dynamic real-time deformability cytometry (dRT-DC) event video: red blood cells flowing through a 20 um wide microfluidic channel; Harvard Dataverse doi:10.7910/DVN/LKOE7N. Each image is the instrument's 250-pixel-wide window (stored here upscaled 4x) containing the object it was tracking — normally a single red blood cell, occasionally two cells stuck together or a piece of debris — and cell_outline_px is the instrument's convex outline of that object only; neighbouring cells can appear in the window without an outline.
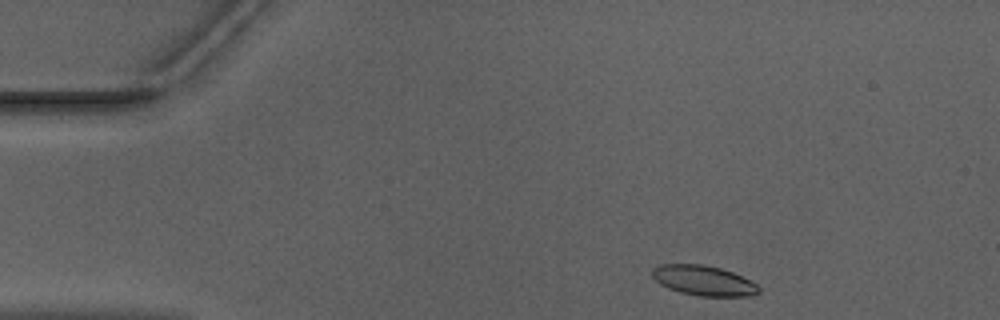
{"species": "Egyptian fruit bat (a non-hibernating species)", "species_latin": "Rousettus aegyptiacus", "temperature_condition": "warm", "stored_images_in_passage": 13, "camera_frame_rate_fps": 3000, "um_per_image_px": 0.085, "animal": {"sex": "male"}, "frame": {"image": 1, "passage_image": 1, "time_ms": 0.0, "image_size_px": [1000, 320], "cell_outline_px": [[760, 292], [752, 296], [700, 296], [680, 292], [668, 288], [660, 284], [652, 276], [652, 268], [660, 264], [700, 264], [720, 268], [732, 272], [756, 284], [760, 288]], "centroid_in_image_um": [59.79, 23.85], "position_along_channel_um": 25.2, "area_um2": 18.55}}
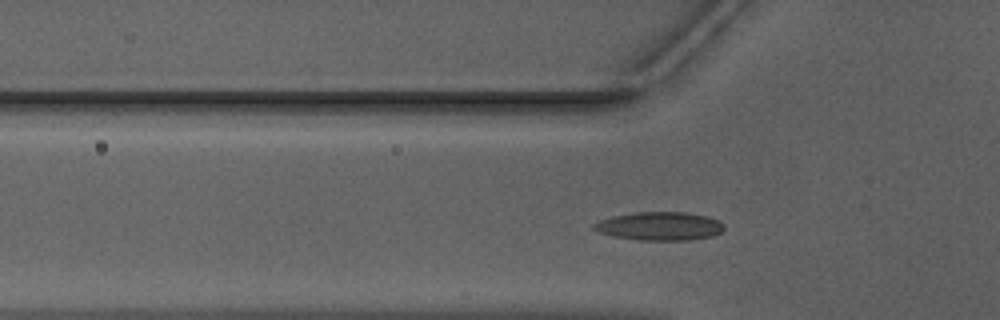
{"frame": {"image": 2, "passage_image": 10, "time_ms": 3.0, "image_size_px": [1000, 320], "cell_outline_px": [[724, 228], [720, 232], [712, 236], [688, 240], [640, 240], [612, 236], [600, 232], [592, 228], [592, 224], [600, 220], [612, 216], [636, 212], [688, 212], [708, 216], [724, 224]], "centroid_in_image_um": [56.06, 19.21], "position_along_channel_um": 69.7, "area_um2": 21.56}}